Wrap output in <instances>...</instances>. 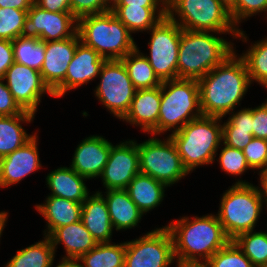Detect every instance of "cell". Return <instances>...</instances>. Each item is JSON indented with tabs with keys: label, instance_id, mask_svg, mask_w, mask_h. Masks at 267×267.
<instances>
[{
	"label": "cell",
	"instance_id": "d4e9b609",
	"mask_svg": "<svg viewBox=\"0 0 267 267\" xmlns=\"http://www.w3.org/2000/svg\"><path fill=\"white\" fill-rule=\"evenodd\" d=\"M49 238L55 252L58 245H63L65 254L62 258L79 259L98 244L81 220L57 228Z\"/></svg>",
	"mask_w": 267,
	"mask_h": 267
},
{
	"label": "cell",
	"instance_id": "bcb514c9",
	"mask_svg": "<svg viewBox=\"0 0 267 267\" xmlns=\"http://www.w3.org/2000/svg\"><path fill=\"white\" fill-rule=\"evenodd\" d=\"M34 3L50 12H71L70 0H34Z\"/></svg>",
	"mask_w": 267,
	"mask_h": 267
},
{
	"label": "cell",
	"instance_id": "ee69618b",
	"mask_svg": "<svg viewBox=\"0 0 267 267\" xmlns=\"http://www.w3.org/2000/svg\"><path fill=\"white\" fill-rule=\"evenodd\" d=\"M227 120L236 128V130L248 131L252 134L253 108H240L230 112Z\"/></svg>",
	"mask_w": 267,
	"mask_h": 267
},
{
	"label": "cell",
	"instance_id": "60d3db41",
	"mask_svg": "<svg viewBox=\"0 0 267 267\" xmlns=\"http://www.w3.org/2000/svg\"><path fill=\"white\" fill-rule=\"evenodd\" d=\"M226 121V122H225ZM222 142L229 147L243 150L246 145L254 138L248 131L236 130V128L228 121H222Z\"/></svg>",
	"mask_w": 267,
	"mask_h": 267
},
{
	"label": "cell",
	"instance_id": "52a82bcc",
	"mask_svg": "<svg viewBox=\"0 0 267 267\" xmlns=\"http://www.w3.org/2000/svg\"><path fill=\"white\" fill-rule=\"evenodd\" d=\"M199 85L195 79H174L161 85V107L157 136L179 131L188 122L201 117Z\"/></svg>",
	"mask_w": 267,
	"mask_h": 267
},
{
	"label": "cell",
	"instance_id": "30bf717a",
	"mask_svg": "<svg viewBox=\"0 0 267 267\" xmlns=\"http://www.w3.org/2000/svg\"><path fill=\"white\" fill-rule=\"evenodd\" d=\"M182 28L167 15L147 33L149 56L144 54L157 77L163 82L177 79V61Z\"/></svg>",
	"mask_w": 267,
	"mask_h": 267
},
{
	"label": "cell",
	"instance_id": "cb8c5ba5",
	"mask_svg": "<svg viewBox=\"0 0 267 267\" xmlns=\"http://www.w3.org/2000/svg\"><path fill=\"white\" fill-rule=\"evenodd\" d=\"M46 185L51 191L49 195L62 197L74 202L83 203L89 193L87 178L80 176L70 166H61L50 171L46 176Z\"/></svg>",
	"mask_w": 267,
	"mask_h": 267
},
{
	"label": "cell",
	"instance_id": "7402d4cb",
	"mask_svg": "<svg viewBox=\"0 0 267 267\" xmlns=\"http://www.w3.org/2000/svg\"><path fill=\"white\" fill-rule=\"evenodd\" d=\"M35 209L46 222L43 236L49 237L57 228L81 220L82 203L48 195L43 204L35 205Z\"/></svg>",
	"mask_w": 267,
	"mask_h": 267
},
{
	"label": "cell",
	"instance_id": "484cf974",
	"mask_svg": "<svg viewBox=\"0 0 267 267\" xmlns=\"http://www.w3.org/2000/svg\"><path fill=\"white\" fill-rule=\"evenodd\" d=\"M34 119L35 115L27 111L13 116H0V158L22 147L38 133L28 134L22 125L30 124Z\"/></svg>",
	"mask_w": 267,
	"mask_h": 267
},
{
	"label": "cell",
	"instance_id": "d6a6232c",
	"mask_svg": "<svg viewBox=\"0 0 267 267\" xmlns=\"http://www.w3.org/2000/svg\"><path fill=\"white\" fill-rule=\"evenodd\" d=\"M14 62L41 71L45 59V41L19 36L12 41Z\"/></svg>",
	"mask_w": 267,
	"mask_h": 267
},
{
	"label": "cell",
	"instance_id": "ba28073f",
	"mask_svg": "<svg viewBox=\"0 0 267 267\" xmlns=\"http://www.w3.org/2000/svg\"><path fill=\"white\" fill-rule=\"evenodd\" d=\"M166 15L182 29L239 33L230 12L219 0H166Z\"/></svg>",
	"mask_w": 267,
	"mask_h": 267
},
{
	"label": "cell",
	"instance_id": "9c48e42d",
	"mask_svg": "<svg viewBox=\"0 0 267 267\" xmlns=\"http://www.w3.org/2000/svg\"><path fill=\"white\" fill-rule=\"evenodd\" d=\"M152 135L146 141L136 144L139 151L140 173L162 182L167 187L178 183L189 173L184 168L177 147L168 135L159 139Z\"/></svg>",
	"mask_w": 267,
	"mask_h": 267
},
{
	"label": "cell",
	"instance_id": "7c38bea8",
	"mask_svg": "<svg viewBox=\"0 0 267 267\" xmlns=\"http://www.w3.org/2000/svg\"><path fill=\"white\" fill-rule=\"evenodd\" d=\"M175 262L173 239L166 226L126 241L124 267H170Z\"/></svg>",
	"mask_w": 267,
	"mask_h": 267
},
{
	"label": "cell",
	"instance_id": "ab89813d",
	"mask_svg": "<svg viewBox=\"0 0 267 267\" xmlns=\"http://www.w3.org/2000/svg\"><path fill=\"white\" fill-rule=\"evenodd\" d=\"M111 6L108 0H70L71 13L77 19L110 11Z\"/></svg>",
	"mask_w": 267,
	"mask_h": 267
},
{
	"label": "cell",
	"instance_id": "b9f144b4",
	"mask_svg": "<svg viewBox=\"0 0 267 267\" xmlns=\"http://www.w3.org/2000/svg\"><path fill=\"white\" fill-rule=\"evenodd\" d=\"M265 100L253 108L252 135L267 140V98Z\"/></svg>",
	"mask_w": 267,
	"mask_h": 267
},
{
	"label": "cell",
	"instance_id": "277c9868",
	"mask_svg": "<svg viewBox=\"0 0 267 267\" xmlns=\"http://www.w3.org/2000/svg\"><path fill=\"white\" fill-rule=\"evenodd\" d=\"M221 119L202 115L169 134L189 174L200 166H212L217 158L223 139Z\"/></svg>",
	"mask_w": 267,
	"mask_h": 267
},
{
	"label": "cell",
	"instance_id": "83f0119b",
	"mask_svg": "<svg viewBox=\"0 0 267 267\" xmlns=\"http://www.w3.org/2000/svg\"><path fill=\"white\" fill-rule=\"evenodd\" d=\"M111 11L133 34L148 32L166 16V7L112 5Z\"/></svg>",
	"mask_w": 267,
	"mask_h": 267
},
{
	"label": "cell",
	"instance_id": "7dc6e473",
	"mask_svg": "<svg viewBox=\"0 0 267 267\" xmlns=\"http://www.w3.org/2000/svg\"><path fill=\"white\" fill-rule=\"evenodd\" d=\"M112 5L166 7V0H115Z\"/></svg>",
	"mask_w": 267,
	"mask_h": 267
},
{
	"label": "cell",
	"instance_id": "ac0fdd59",
	"mask_svg": "<svg viewBox=\"0 0 267 267\" xmlns=\"http://www.w3.org/2000/svg\"><path fill=\"white\" fill-rule=\"evenodd\" d=\"M112 142L101 135L85 137L77 145L70 167L88 180L98 179L108 161Z\"/></svg>",
	"mask_w": 267,
	"mask_h": 267
},
{
	"label": "cell",
	"instance_id": "c3c4849f",
	"mask_svg": "<svg viewBox=\"0 0 267 267\" xmlns=\"http://www.w3.org/2000/svg\"><path fill=\"white\" fill-rule=\"evenodd\" d=\"M34 0H0V7L15 8L19 10H29Z\"/></svg>",
	"mask_w": 267,
	"mask_h": 267
},
{
	"label": "cell",
	"instance_id": "db71d44e",
	"mask_svg": "<svg viewBox=\"0 0 267 267\" xmlns=\"http://www.w3.org/2000/svg\"><path fill=\"white\" fill-rule=\"evenodd\" d=\"M220 3L229 10V12L236 6L237 0H219Z\"/></svg>",
	"mask_w": 267,
	"mask_h": 267
},
{
	"label": "cell",
	"instance_id": "7a4b0ae2",
	"mask_svg": "<svg viewBox=\"0 0 267 267\" xmlns=\"http://www.w3.org/2000/svg\"><path fill=\"white\" fill-rule=\"evenodd\" d=\"M245 33L246 31L242 28L239 33L182 29L177 61V79L199 80L202 78L236 51L235 43L220 35L229 34L233 39L239 38L238 40L247 44L249 37Z\"/></svg>",
	"mask_w": 267,
	"mask_h": 267
},
{
	"label": "cell",
	"instance_id": "11a10c76",
	"mask_svg": "<svg viewBox=\"0 0 267 267\" xmlns=\"http://www.w3.org/2000/svg\"><path fill=\"white\" fill-rule=\"evenodd\" d=\"M111 4L115 1V0H108Z\"/></svg>",
	"mask_w": 267,
	"mask_h": 267
},
{
	"label": "cell",
	"instance_id": "5bb4252c",
	"mask_svg": "<svg viewBox=\"0 0 267 267\" xmlns=\"http://www.w3.org/2000/svg\"><path fill=\"white\" fill-rule=\"evenodd\" d=\"M6 86L23 111L36 115L45 94L55 98L44 82L40 71L14 62L4 76Z\"/></svg>",
	"mask_w": 267,
	"mask_h": 267
},
{
	"label": "cell",
	"instance_id": "3957f363",
	"mask_svg": "<svg viewBox=\"0 0 267 267\" xmlns=\"http://www.w3.org/2000/svg\"><path fill=\"white\" fill-rule=\"evenodd\" d=\"M171 233L176 264L207 262L230 239L216 214L182 216L165 225Z\"/></svg>",
	"mask_w": 267,
	"mask_h": 267
},
{
	"label": "cell",
	"instance_id": "f5cc1de1",
	"mask_svg": "<svg viewBox=\"0 0 267 267\" xmlns=\"http://www.w3.org/2000/svg\"><path fill=\"white\" fill-rule=\"evenodd\" d=\"M176 267H210L207 262H188L176 264Z\"/></svg>",
	"mask_w": 267,
	"mask_h": 267
},
{
	"label": "cell",
	"instance_id": "4dcf8cb0",
	"mask_svg": "<svg viewBox=\"0 0 267 267\" xmlns=\"http://www.w3.org/2000/svg\"><path fill=\"white\" fill-rule=\"evenodd\" d=\"M126 241L98 243L79 260L83 267H124Z\"/></svg>",
	"mask_w": 267,
	"mask_h": 267
},
{
	"label": "cell",
	"instance_id": "ffe728a7",
	"mask_svg": "<svg viewBox=\"0 0 267 267\" xmlns=\"http://www.w3.org/2000/svg\"><path fill=\"white\" fill-rule=\"evenodd\" d=\"M105 61L106 59L101 57L93 48L80 41L66 72L64 96L70 90L80 88L98 78Z\"/></svg>",
	"mask_w": 267,
	"mask_h": 267
},
{
	"label": "cell",
	"instance_id": "8d00e7d4",
	"mask_svg": "<svg viewBox=\"0 0 267 267\" xmlns=\"http://www.w3.org/2000/svg\"><path fill=\"white\" fill-rule=\"evenodd\" d=\"M28 10L0 7V39L13 41L21 36Z\"/></svg>",
	"mask_w": 267,
	"mask_h": 267
},
{
	"label": "cell",
	"instance_id": "4316f807",
	"mask_svg": "<svg viewBox=\"0 0 267 267\" xmlns=\"http://www.w3.org/2000/svg\"><path fill=\"white\" fill-rule=\"evenodd\" d=\"M165 189V184L143 173H138L126 188L131 200L144 215L159 207L164 200Z\"/></svg>",
	"mask_w": 267,
	"mask_h": 267
},
{
	"label": "cell",
	"instance_id": "f6af8a7d",
	"mask_svg": "<svg viewBox=\"0 0 267 267\" xmlns=\"http://www.w3.org/2000/svg\"><path fill=\"white\" fill-rule=\"evenodd\" d=\"M13 63L12 41L0 39V78H4L6 71Z\"/></svg>",
	"mask_w": 267,
	"mask_h": 267
},
{
	"label": "cell",
	"instance_id": "d590c367",
	"mask_svg": "<svg viewBox=\"0 0 267 267\" xmlns=\"http://www.w3.org/2000/svg\"><path fill=\"white\" fill-rule=\"evenodd\" d=\"M220 154L219 157L214 159L216 162H219V166L222 171L226 172V174L233 176H240L247 172L248 170H252L247 161L246 157L243 154L242 150L237 148L229 147L225 145L223 142L219 147Z\"/></svg>",
	"mask_w": 267,
	"mask_h": 267
},
{
	"label": "cell",
	"instance_id": "8fae6325",
	"mask_svg": "<svg viewBox=\"0 0 267 267\" xmlns=\"http://www.w3.org/2000/svg\"><path fill=\"white\" fill-rule=\"evenodd\" d=\"M94 89V96L115 118L121 119L129 110L136 89L121 60H106Z\"/></svg>",
	"mask_w": 267,
	"mask_h": 267
},
{
	"label": "cell",
	"instance_id": "9a60e30c",
	"mask_svg": "<svg viewBox=\"0 0 267 267\" xmlns=\"http://www.w3.org/2000/svg\"><path fill=\"white\" fill-rule=\"evenodd\" d=\"M123 141L111 145L108 161L100 176L104 190L126 189L130 181L140 173L136 141L131 139Z\"/></svg>",
	"mask_w": 267,
	"mask_h": 267
},
{
	"label": "cell",
	"instance_id": "2e32d148",
	"mask_svg": "<svg viewBox=\"0 0 267 267\" xmlns=\"http://www.w3.org/2000/svg\"><path fill=\"white\" fill-rule=\"evenodd\" d=\"M79 42L78 33L64 40L45 42V59L40 73L55 98L64 97V79Z\"/></svg>",
	"mask_w": 267,
	"mask_h": 267
},
{
	"label": "cell",
	"instance_id": "6da1fadb",
	"mask_svg": "<svg viewBox=\"0 0 267 267\" xmlns=\"http://www.w3.org/2000/svg\"><path fill=\"white\" fill-rule=\"evenodd\" d=\"M236 52L197 80L203 116L223 120V117L241 105L240 102L252 85L246 63Z\"/></svg>",
	"mask_w": 267,
	"mask_h": 267
},
{
	"label": "cell",
	"instance_id": "f907efd6",
	"mask_svg": "<svg viewBox=\"0 0 267 267\" xmlns=\"http://www.w3.org/2000/svg\"><path fill=\"white\" fill-rule=\"evenodd\" d=\"M61 260L55 267H83L79 259L74 258H60Z\"/></svg>",
	"mask_w": 267,
	"mask_h": 267
},
{
	"label": "cell",
	"instance_id": "d6986e66",
	"mask_svg": "<svg viewBox=\"0 0 267 267\" xmlns=\"http://www.w3.org/2000/svg\"><path fill=\"white\" fill-rule=\"evenodd\" d=\"M161 107V86L136 90L122 122L139 127L144 133L157 135V123Z\"/></svg>",
	"mask_w": 267,
	"mask_h": 267
},
{
	"label": "cell",
	"instance_id": "f546056e",
	"mask_svg": "<svg viewBox=\"0 0 267 267\" xmlns=\"http://www.w3.org/2000/svg\"><path fill=\"white\" fill-rule=\"evenodd\" d=\"M136 90L159 87L162 81L155 74L144 53L137 47L121 59Z\"/></svg>",
	"mask_w": 267,
	"mask_h": 267
},
{
	"label": "cell",
	"instance_id": "1f68e13d",
	"mask_svg": "<svg viewBox=\"0 0 267 267\" xmlns=\"http://www.w3.org/2000/svg\"><path fill=\"white\" fill-rule=\"evenodd\" d=\"M246 63L250 81L267 90V37L251 42L247 50L238 54Z\"/></svg>",
	"mask_w": 267,
	"mask_h": 267
},
{
	"label": "cell",
	"instance_id": "816d5d0a",
	"mask_svg": "<svg viewBox=\"0 0 267 267\" xmlns=\"http://www.w3.org/2000/svg\"><path fill=\"white\" fill-rule=\"evenodd\" d=\"M8 214V211H0V238L2 237L4 228L6 227V223L8 222Z\"/></svg>",
	"mask_w": 267,
	"mask_h": 267
},
{
	"label": "cell",
	"instance_id": "e575fe53",
	"mask_svg": "<svg viewBox=\"0 0 267 267\" xmlns=\"http://www.w3.org/2000/svg\"><path fill=\"white\" fill-rule=\"evenodd\" d=\"M207 264L210 267H255L233 240L218 250Z\"/></svg>",
	"mask_w": 267,
	"mask_h": 267
},
{
	"label": "cell",
	"instance_id": "74e56055",
	"mask_svg": "<svg viewBox=\"0 0 267 267\" xmlns=\"http://www.w3.org/2000/svg\"><path fill=\"white\" fill-rule=\"evenodd\" d=\"M262 13L266 14L267 19V0H237L236 6L230 11L231 18L238 29H241L239 28L241 23Z\"/></svg>",
	"mask_w": 267,
	"mask_h": 267
},
{
	"label": "cell",
	"instance_id": "4fadbf2b",
	"mask_svg": "<svg viewBox=\"0 0 267 267\" xmlns=\"http://www.w3.org/2000/svg\"><path fill=\"white\" fill-rule=\"evenodd\" d=\"M78 19L71 12H50L35 3L27 12L21 36L45 42L60 41L77 34Z\"/></svg>",
	"mask_w": 267,
	"mask_h": 267
},
{
	"label": "cell",
	"instance_id": "8992f818",
	"mask_svg": "<svg viewBox=\"0 0 267 267\" xmlns=\"http://www.w3.org/2000/svg\"><path fill=\"white\" fill-rule=\"evenodd\" d=\"M80 41L106 60H121L138 45L129 29L110 10L78 19Z\"/></svg>",
	"mask_w": 267,
	"mask_h": 267
},
{
	"label": "cell",
	"instance_id": "681fc988",
	"mask_svg": "<svg viewBox=\"0 0 267 267\" xmlns=\"http://www.w3.org/2000/svg\"><path fill=\"white\" fill-rule=\"evenodd\" d=\"M258 184L261 195L263 196L265 203L267 205V168L259 172Z\"/></svg>",
	"mask_w": 267,
	"mask_h": 267
},
{
	"label": "cell",
	"instance_id": "e0dca14e",
	"mask_svg": "<svg viewBox=\"0 0 267 267\" xmlns=\"http://www.w3.org/2000/svg\"><path fill=\"white\" fill-rule=\"evenodd\" d=\"M38 133L25 145L0 158V188L19 184L25 177L42 168Z\"/></svg>",
	"mask_w": 267,
	"mask_h": 267
},
{
	"label": "cell",
	"instance_id": "f1b7e54d",
	"mask_svg": "<svg viewBox=\"0 0 267 267\" xmlns=\"http://www.w3.org/2000/svg\"><path fill=\"white\" fill-rule=\"evenodd\" d=\"M55 255L50 238L44 236L43 240L17 250L4 267H52Z\"/></svg>",
	"mask_w": 267,
	"mask_h": 267
},
{
	"label": "cell",
	"instance_id": "7bdbcfd3",
	"mask_svg": "<svg viewBox=\"0 0 267 267\" xmlns=\"http://www.w3.org/2000/svg\"><path fill=\"white\" fill-rule=\"evenodd\" d=\"M22 112L23 110L15 102L4 79L0 78V116H13Z\"/></svg>",
	"mask_w": 267,
	"mask_h": 267
},
{
	"label": "cell",
	"instance_id": "603a6c76",
	"mask_svg": "<svg viewBox=\"0 0 267 267\" xmlns=\"http://www.w3.org/2000/svg\"><path fill=\"white\" fill-rule=\"evenodd\" d=\"M106 200L114 230L125 231L138 227L144 214L131 200L126 189L98 190ZM104 193V194H103Z\"/></svg>",
	"mask_w": 267,
	"mask_h": 267
},
{
	"label": "cell",
	"instance_id": "f35d334b",
	"mask_svg": "<svg viewBox=\"0 0 267 267\" xmlns=\"http://www.w3.org/2000/svg\"><path fill=\"white\" fill-rule=\"evenodd\" d=\"M252 170L258 173L267 168V140L253 138L242 150Z\"/></svg>",
	"mask_w": 267,
	"mask_h": 267
},
{
	"label": "cell",
	"instance_id": "836d02e7",
	"mask_svg": "<svg viewBox=\"0 0 267 267\" xmlns=\"http://www.w3.org/2000/svg\"><path fill=\"white\" fill-rule=\"evenodd\" d=\"M255 267L267 265V230H252L239 234L233 240Z\"/></svg>",
	"mask_w": 267,
	"mask_h": 267
},
{
	"label": "cell",
	"instance_id": "5b68a950",
	"mask_svg": "<svg viewBox=\"0 0 267 267\" xmlns=\"http://www.w3.org/2000/svg\"><path fill=\"white\" fill-rule=\"evenodd\" d=\"M219 202L216 215L230 240L255 230L264 206L267 208L259 186L242 180V177L223 192Z\"/></svg>",
	"mask_w": 267,
	"mask_h": 267
},
{
	"label": "cell",
	"instance_id": "44dd1931",
	"mask_svg": "<svg viewBox=\"0 0 267 267\" xmlns=\"http://www.w3.org/2000/svg\"><path fill=\"white\" fill-rule=\"evenodd\" d=\"M81 221L97 243H110L114 228L104 196L95 191L82 203Z\"/></svg>",
	"mask_w": 267,
	"mask_h": 267
}]
</instances>
